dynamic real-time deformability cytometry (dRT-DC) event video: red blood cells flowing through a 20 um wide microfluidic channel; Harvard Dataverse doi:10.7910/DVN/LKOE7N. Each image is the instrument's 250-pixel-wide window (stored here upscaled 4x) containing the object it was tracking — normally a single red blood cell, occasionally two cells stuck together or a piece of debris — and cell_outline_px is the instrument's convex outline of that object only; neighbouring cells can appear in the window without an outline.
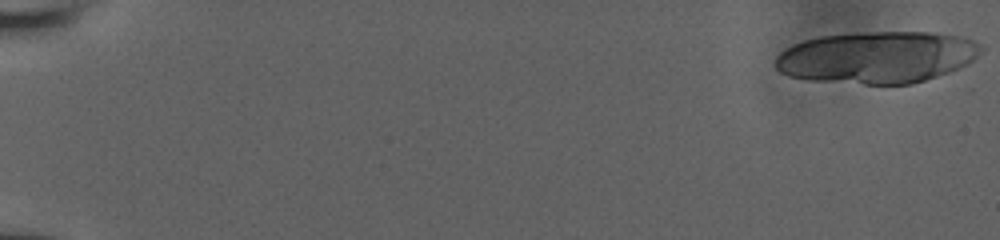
{"species": "human", "species_latin": "Homo sapiens", "temperature_condition": "room temperature", "stored_images_in_passage": 24, "camera_frame_rate_fps": 3000, "um_per_image_px": 0.085, "donor": {"sex": "male"}, "frame": {"image": 1, "passage_image": 1, "time_ms": 0.0, "image_size_px": [1000, 240], "cell_outline_px": [[984, 48], [968, 64], [948, 72], [912, 84], [864, 84], [808, 80], [788, 76], [780, 72], [776, 68], [776, 56], [780, 52], [792, 44], [804, 40], [820, 36], [860, 32], [936, 32], [956, 36], [972, 40], [984, 44]], "centroid_in_image_um": [74.54, 4.86], "position_along_channel_um": 10.5, "area_um2": 62.37}}
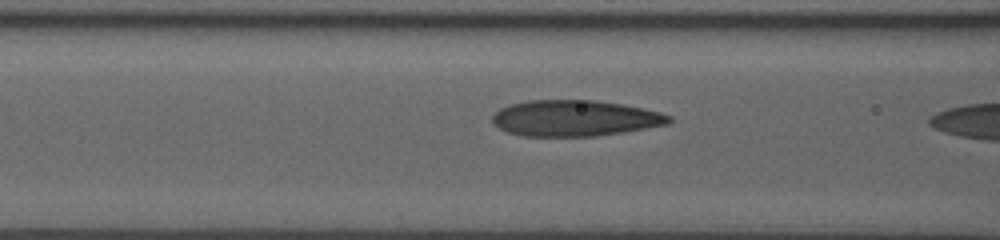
{"frame": {"image": 2, "passage_image": 23, "time_ms": 7.667, "image_size_px": [1000, 240], "cell_outline_px": [[672, 120], [668, 124], [624, 132], [596, 136], [520, 136], [508, 132], [500, 128], [492, 120], [492, 116], [500, 108], [512, 104], [528, 100], [596, 100], [620, 104], [660, 112], [672, 116]], "centroid_in_image_um": [48.87, 10.05], "position_along_channel_um": 117.7, "area_um2": 36.93}}